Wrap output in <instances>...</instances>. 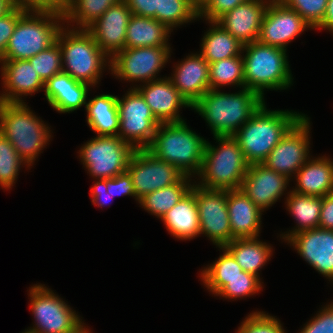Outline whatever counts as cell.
<instances>
[{"instance_id":"6da1fadb","label":"cell","mask_w":333,"mask_h":333,"mask_svg":"<svg viewBox=\"0 0 333 333\" xmlns=\"http://www.w3.org/2000/svg\"><path fill=\"white\" fill-rule=\"evenodd\" d=\"M265 102L248 88L227 93L209 89L192 107L209 126L214 136H233Z\"/></svg>"},{"instance_id":"7a4b0ae2","label":"cell","mask_w":333,"mask_h":333,"mask_svg":"<svg viewBox=\"0 0 333 333\" xmlns=\"http://www.w3.org/2000/svg\"><path fill=\"white\" fill-rule=\"evenodd\" d=\"M61 6L32 5L17 21L0 60L29 59L56 42L64 26Z\"/></svg>"},{"instance_id":"3957f363","label":"cell","mask_w":333,"mask_h":333,"mask_svg":"<svg viewBox=\"0 0 333 333\" xmlns=\"http://www.w3.org/2000/svg\"><path fill=\"white\" fill-rule=\"evenodd\" d=\"M305 115L294 110H270L266 102L233 135L250 165L262 164L285 134Z\"/></svg>"},{"instance_id":"277c9868","label":"cell","mask_w":333,"mask_h":333,"mask_svg":"<svg viewBox=\"0 0 333 333\" xmlns=\"http://www.w3.org/2000/svg\"><path fill=\"white\" fill-rule=\"evenodd\" d=\"M186 121L160 123L147 150L195 178L200 172L207 140L191 130Z\"/></svg>"},{"instance_id":"5b68a950","label":"cell","mask_w":333,"mask_h":333,"mask_svg":"<svg viewBox=\"0 0 333 333\" xmlns=\"http://www.w3.org/2000/svg\"><path fill=\"white\" fill-rule=\"evenodd\" d=\"M44 122L29 108L27 102L0 101V132L30 168L52 140L53 131Z\"/></svg>"},{"instance_id":"8992f818","label":"cell","mask_w":333,"mask_h":333,"mask_svg":"<svg viewBox=\"0 0 333 333\" xmlns=\"http://www.w3.org/2000/svg\"><path fill=\"white\" fill-rule=\"evenodd\" d=\"M242 57L244 86L263 99L266 89L282 91L294 84L287 50L254 41L243 45Z\"/></svg>"},{"instance_id":"52a82bcc","label":"cell","mask_w":333,"mask_h":333,"mask_svg":"<svg viewBox=\"0 0 333 333\" xmlns=\"http://www.w3.org/2000/svg\"><path fill=\"white\" fill-rule=\"evenodd\" d=\"M213 139L218 145H212L207 139L202 166L194 183L206 189H240L250 164L233 136Z\"/></svg>"},{"instance_id":"ba28073f","label":"cell","mask_w":333,"mask_h":333,"mask_svg":"<svg viewBox=\"0 0 333 333\" xmlns=\"http://www.w3.org/2000/svg\"><path fill=\"white\" fill-rule=\"evenodd\" d=\"M56 41L60 45L63 72L79 82L97 87L103 72H110V58L99 48L86 29H73L65 24Z\"/></svg>"},{"instance_id":"9c48e42d","label":"cell","mask_w":333,"mask_h":333,"mask_svg":"<svg viewBox=\"0 0 333 333\" xmlns=\"http://www.w3.org/2000/svg\"><path fill=\"white\" fill-rule=\"evenodd\" d=\"M27 291L35 324L21 333H73L84 324L82 317L45 284H34Z\"/></svg>"},{"instance_id":"30bf717a","label":"cell","mask_w":333,"mask_h":333,"mask_svg":"<svg viewBox=\"0 0 333 333\" xmlns=\"http://www.w3.org/2000/svg\"><path fill=\"white\" fill-rule=\"evenodd\" d=\"M135 149L119 136H95L80 147L78 157L94 180L126 172Z\"/></svg>"},{"instance_id":"8fae6325","label":"cell","mask_w":333,"mask_h":333,"mask_svg":"<svg viewBox=\"0 0 333 333\" xmlns=\"http://www.w3.org/2000/svg\"><path fill=\"white\" fill-rule=\"evenodd\" d=\"M172 47L125 48L110 59V74L121 81L148 83L161 79L160 71L170 61ZM136 82V83H135Z\"/></svg>"},{"instance_id":"7c38bea8","label":"cell","mask_w":333,"mask_h":333,"mask_svg":"<svg viewBox=\"0 0 333 333\" xmlns=\"http://www.w3.org/2000/svg\"><path fill=\"white\" fill-rule=\"evenodd\" d=\"M117 106L120 121L118 136L135 150L147 149L160 123L143 96L135 88H129L123 97L118 96Z\"/></svg>"},{"instance_id":"4fadbf2b","label":"cell","mask_w":333,"mask_h":333,"mask_svg":"<svg viewBox=\"0 0 333 333\" xmlns=\"http://www.w3.org/2000/svg\"><path fill=\"white\" fill-rule=\"evenodd\" d=\"M310 117L305 114L280 140L262 163L292 181L311 157Z\"/></svg>"},{"instance_id":"5bb4252c","label":"cell","mask_w":333,"mask_h":333,"mask_svg":"<svg viewBox=\"0 0 333 333\" xmlns=\"http://www.w3.org/2000/svg\"><path fill=\"white\" fill-rule=\"evenodd\" d=\"M195 194L200 235L207 237L217 247H224L233 240L227 208V190L206 189L195 183Z\"/></svg>"},{"instance_id":"9a60e30c","label":"cell","mask_w":333,"mask_h":333,"mask_svg":"<svg viewBox=\"0 0 333 333\" xmlns=\"http://www.w3.org/2000/svg\"><path fill=\"white\" fill-rule=\"evenodd\" d=\"M131 176L136 202L145 195L177 183L184 175L147 149L135 150L126 170Z\"/></svg>"},{"instance_id":"2e32d148","label":"cell","mask_w":333,"mask_h":333,"mask_svg":"<svg viewBox=\"0 0 333 333\" xmlns=\"http://www.w3.org/2000/svg\"><path fill=\"white\" fill-rule=\"evenodd\" d=\"M312 27L294 10L281 1H271L264 14L259 43L287 50L289 43Z\"/></svg>"},{"instance_id":"e0dca14e","label":"cell","mask_w":333,"mask_h":333,"mask_svg":"<svg viewBox=\"0 0 333 333\" xmlns=\"http://www.w3.org/2000/svg\"><path fill=\"white\" fill-rule=\"evenodd\" d=\"M285 242L293 247L308 265L333 284V230H304L290 236Z\"/></svg>"},{"instance_id":"ac0fdd59","label":"cell","mask_w":333,"mask_h":333,"mask_svg":"<svg viewBox=\"0 0 333 333\" xmlns=\"http://www.w3.org/2000/svg\"><path fill=\"white\" fill-rule=\"evenodd\" d=\"M289 182L290 179L286 176L263 164H252L243 179L241 190L264 212L280 200L285 193L289 194L287 190Z\"/></svg>"},{"instance_id":"d6986e66","label":"cell","mask_w":333,"mask_h":333,"mask_svg":"<svg viewBox=\"0 0 333 333\" xmlns=\"http://www.w3.org/2000/svg\"><path fill=\"white\" fill-rule=\"evenodd\" d=\"M0 66L1 102L25 103L27 96L44 90V82L28 59L0 60Z\"/></svg>"},{"instance_id":"ffe728a7","label":"cell","mask_w":333,"mask_h":333,"mask_svg":"<svg viewBox=\"0 0 333 333\" xmlns=\"http://www.w3.org/2000/svg\"><path fill=\"white\" fill-rule=\"evenodd\" d=\"M131 15L126 3L120 0L86 29L110 59L125 49L126 29Z\"/></svg>"},{"instance_id":"44dd1931","label":"cell","mask_w":333,"mask_h":333,"mask_svg":"<svg viewBox=\"0 0 333 333\" xmlns=\"http://www.w3.org/2000/svg\"><path fill=\"white\" fill-rule=\"evenodd\" d=\"M144 98L151 108L152 114L159 123L181 122L186 119L181 117L180 111L184 107L191 106L180 95L179 91L173 86L167 77L153 80L148 83L139 84L135 88Z\"/></svg>"},{"instance_id":"7402d4cb","label":"cell","mask_w":333,"mask_h":333,"mask_svg":"<svg viewBox=\"0 0 333 333\" xmlns=\"http://www.w3.org/2000/svg\"><path fill=\"white\" fill-rule=\"evenodd\" d=\"M183 59L174 64L168 78L192 107L210 89L209 63L199 52Z\"/></svg>"},{"instance_id":"603a6c76","label":"cell","mask_w":333,"mask_h":333,"mask_svg":"<svg viewBox=\"0 0 333 333\" xmlns=\"http://www.w3.org/2000/svg\"><path fill=\"white\" fill-rule=\"evenodd\" d=\"M269 3L268 0H247L226 12L216 22L241 43H252L258 39Z\"/></svg>"},{"instance_id":"cb8c5ba5","label":"cell","mask_w":333,"mask_h":333,"mask_svg":"<svg viewBox=\"0 0 333 333\" xmlns=\"http://www.w3.org/2000/svg\"><path fill=\"white\" fill-rule=\"evenodd\" d=\"M93 88L79 82L65 72H60L44 83V92L48 104L58 113H72L86 107L88 92Z\"/></svg>"},{"instance_id":"d4e9b609","label":"cell","mask_w":333,"mask_h":333,"mask_svg":"<svg viewBox=\"0 0 333 333\" xmlns=\"http://www.w3.org/2000/svg\"><path fill=\"white\" fill-rule=\"evenodd\" d=\"M227 208L233 239L260 237L263 211L241 188L227 190Z\"/></svg>"},{"instance_id":"484cf974","label":"cell","mask_w":333,"mask_h":333,"mask_svg":"<svg viewBox=\"0 0 333 333\" xmlns=\"http://www.w3.org/2000/svg\"><path fill=\"white\" fill-rule=\"evenodd\" d=\"M292 180L296 185L291 190L299 194L324 197L333 193V159L311 156Z\"/></svg>"},{"instance_id":"4316f807","label":"cell","mask_w":333,"mask_h":333,"mask_svg":"<svg viewBox=\"0 0 333 333\" xmlns=\"http://www.w3.org/2000/svg\"><path fill=\"white\" fill-rule=\"evenodd\" d=\"M167 232L177 240L187 241L200 236L199 214L195 194L190 190L163 215Z\"/></svg>"},{"instance_id":"83f0119b","label":"cell","mask_w":333,"mask_h":333,"mask_svg":"<svg viewBox=\"0 0 333 333\" xmlns=\"http://www.w3.org/2000/svg\"><path fill=\"white\" fill-rule=\"evenodd\" d=\"M117 100L118 96L112 94L87 99L86 121L97 136H118L120 121Z\"/></svg>"},{"instance_id":"f1b7e54d","label":"cell","mask_w":333,"mask_h":333,"mask_svg":"<svg viewBox=\"0 0 333 333\" xmlns=\"http://www.w3.org/2000/svg\"><path fill=\"white\" fill-rule=\"evenodd\" d=\"M171 31L154 18L131 15L125 38V48L170 47Z\"/></svg>"},{"instance_id":"f546056e","label":"cell","mask_w":333,"mask_h":333,"mask_svg":"<svg viewBox=\"0 0 333 333\" xmlns=\"http://www.w3.org/2000/svg\"><path fill=\"white\" fill-rule=\"evenodd\" d=\"M285 197V209L296 220V225L291 230L279 234L281 240L285 242L298 232L319 228L322 197L299 194L291 189Z\"/></svg>"},{"instance_id":"4dcf8cb0","label":"cell","mask_w":333,"mask_h":333,"mask_svg":"<svg viewBox=\"0 0 333 333\" xmlns=\"http://www.w3.org/2000/svg\"><path fill=\"white\" fill-rule=\"evenodd\" d=\"M224 248L234 257L243 271L260 278L261 269L273 256V247L268 242H263L259 237L233 239Z\"/></svg>"},{"instance_id":"1f68e13d","label":"cell","mask_w":333,"mask_h":333,"mask_svg":"<svg viewBox=\"0 0 333 333\" xmlns=\"http://www.w3.org/2000/svg\"><path fill=\"white\" fill-rule=\"evenodd\" d=\"M207 23L210 27L203 35L199 53L209 64L242 54L243 43L216 21H206Z\"/></svg>"},{"instance_id":"d6a6232c","label":"cell","mask_w":333,"mask_h":333,"mask_svg":"<svg viewBox=\"0 0 333 333\" xmlns=\"http://www.w3.org/2000/svg\"><path fill=\"white\" fill-rule=\"evenodd\" d=\"M120 0H66L62 5L64 23L73 29H87Z\"/></svg>"},{"instance_id":"836d02e7","label":"cell","mask_w":333,"mask_h":333,"mask_svg":"<svg viewBox=\"0 0 333 333\" xmlns=\"http://www.w3.org/2000/svg\"><path fill=\"white\" fill-rule=\"evenodd\" d=\"M193 181L195 180L184 175L177 183L145 195L138 204L151 215L161 219L191 190Z\"/></svg>"},{"instance_id":"e575fe53","label":"cell","mask_w":333,"mask_h":333,"mask_svg":"<svg viewBox=\"0 0 333 333\" xmlns=\"http://www.w3.org/2000/svg\"><path fill=\"white\" fill-rule=\"evenodd\" d=\"M219 258L200 270V279L204 287L214 296L229 282L238 276H243V269L234 257L224 248L218 247ZM222 250V251H221Z\"/></svg>"},{"instance_id":"d590c367","label":"cell","mask_w":333,"mask_h":333,"mask_svg":"<svg viewBox=\"0 0 333 333\" xmlns=\"http://www.w3.org/2000/svg\"><path fill=\"white\" fill-rule=\"evenodd\" d=\"M209 80L210 89H221L223 86L245 88L242 54L210 63Z\"/></svg>"},{"instance_id":"8d00e7d4","label":"cell","mask_w":333,"mask_h":333,"mask_svg":"<svg viewBox=\"0 0 333 333\" xmlns=\"http://www.w3.org/2000/svg\"><path fill=\"white\" fill-rule=\"evenodd\" d=\"M157 20L171 31L199 19V10L190 0H157Z\"/></svg>"},{"instance_id":"74e56055","label":"cell","mask_w":333,"mask_h":333,"mask_svg":"<svg viewBox=\"0 0 333 333\" xmlns=\"http://www.w3.org/2000/svg\"><path fill=\"white\" fill-rule=\"evenodd\" d=\"M24 165V166H23ZM30 169L28 164L18 155L10 141L0 132V186L3 190H11L16 184L21 167Z\"/></svg>"},{"instance_id":"f35d334b","label":"cell","mask_w":333,"mask_h":333,"mask_svg":"<svg viewBox=\"0 0 333 333\" xmlns=\"http://www.w3.org/2000/svg\"><path fill=\"white\" fill-rule=\"evenodd\" d=\"M264 282L257 276L243 271V276L235 277L215 295L228 300L247 298L262 291Z\"/></svg>"},{"instance_id":"ab89813d","label":"cell","mask_w":333,"mask_h":333,"mask_svg":"<svg viewBox=\"0 0 333 333\" xmlns=\"http://www.w3.org/2000/svg\"><path fill=\"white\" fill-rule=\"evenodd\" d=\"M28 60L44 83L52 76L63 72L62 55L57 41Z\"/></svg>"},{"instance_id":"60d3db41","label":"cell","mask_w":333,"mask_h":333,"mask_svg":"<svg viewBox=\"0 0 333 333\" xmlns=\"http://www.w3.org/2000/svg\"><path fill=\"white\" fill-rule=\"evenodd\" d=\"M235 333H287L276 316L264 311H253L238 326Z\"/></svg>"},{"instance_id":"b9f144b4","label":"cell","mask_w":333,"mask_h":333,"mask_svg":"<svg viewBox=\"0 0 333 333\" xmlns=\"http://www.w3.org/2000/svg\"><path fill=\"white\" fill-rule=\"evenodd\" d=\"M296 11L314 30L323 20L328 0H279Z\"/></svg>"},{"instance_id":"7bdbcfd3","label":"cell","mask_w":333,"mask_h":333,"mask_svg":"<svg viewBox=\"0 0 333 333\" xmlns=\"http://www.w3.org/2000/svg\"><path fill=\"white\" fill-rule=\"evenodd\" d=\"M31 6L29 3L19 1L9 12L0 17V59L5 53L18 19Z\"/></svg>"},{"instance_id":"ee69618b","label":"cell","mask_w":333,"mask_h":333,"mask_svg":"<svg viewBox=\"0 0 333 333\" xmlns=\"http://www.w3.org/2000/svg\"><path fill=\"white\" fill-rule=\"evenodd\" d=\"M298 333H333V302L322 306Z\"/></svg>"},{"instance_id":"f6af8a7d","label":"cell","mask_w":333,"mask_h":333,"mask_svg":"<svg viewBox=\"0 0 333 333\" xmlns=\"http://www.w3.org/2000/svg\"><path fill=\"white\" fill-rule=\"evenodd\" d=\"M247 0H208L199 10V19L205 21H217L226 12L231 11L239 4Z\"/></svg>"},{"instance_id":"bcb514c9","label":"cell","mask_w":333,"mask_h":333,"mask_svg":"<svg viewBox=\"0 0 333 333\" xmlns=\"http://www.w3.org/2000/svg\"><path fill=\"white\" fill-rule=\"evenodd\" d=\"M106 186H109V193L114 196H131L136 200V193L131 176L126 171L113 178L106 179Z\"/></svg>"},{"instance_id":"7dc6e473","label":"cell","mask_w":333,"mask_h":333,"mask_svg":"<svg viewBox=\"0 0 333 333\" xmlns=\"http://www.w3.org/2000/svg\"><path fill=\"white\" fill-rule=\"evenodd\" d=\"M133 15L157 20V0H123Z\"/></svg>"},{"instance_id":"c3c4849f","label":"cell","mask_w":333,"mask_h":333,"mask_svg":"<svg viewBox=\"0 0 333 333\" xmlns=\"http://www.w3.org/2000/svg\"><path fill=\"white\" fill-rule=\"evenodd\" d=\"M90 188L91 202L100 208L105 207L112 199L109 193V186H106V179H96Z\"/></svg>"},{"instance_id":"681fc988","label":"cell","mask_w":333,"mask_h":333,"mask_svg":"<svg viewBox=\"0 0 333 333\" xmlns=\"http://www.w3.org/2000/svg\"><path fill=\"white\" fill-rule=\"evenodd\" d=\"M319 228L333 230V193L322 197Z\"/></svg>"},{"instance_id":"f907efd6","label":"cell","mask_w":333,"mask_h":333,"mask_svg":"<svg viewBox=\"0 0 333 333\" xmlns=\"http://www.w3.org/2000/svg\"><path fill=\"white\" fill-rule=\"evenodd\" d=\"M315 29L328 30L333 34V0H328L325 16Z\"/></svg>"},{"instance_id":"816d5d0a","label":"cell","mask_w":333,"mask_h":333,"mask_svg":"<svg viewBox=\"0 0 333 333\" xmlns=\"http://www.w3.org/2000/svg\"><path fill=\"white\" fill-rule=\"evenodd\" d=\"M19 0H0V17L9 12Z\"/></svg>"},{"instance_id":"f5cc1de1","label":"cell","mask_w":333,"mask_h":333,"mask_svg":"<svg viewBox=\"0 0 333 333\" xmlns=\"http://www.w3.org/2000/svg\"><path fill=\"white\" fill-rule=\"evenodd\" d=\"M31 5H56L61 6V0H19Z\"/></svg>"},{"instance_id":"db71d44e","label":"cell","mask_w":333,"mask_h":333,"mask_svg":"<svg viewBox=\"0 0 333 333\" xmlns=\"http://www.w3.org/2000/svg\"><path fill=\"white\" fill-rule=\"evenodd\" d=\"M190 1L198 10H200L208 0H190Z\"/></svg>"},{"instance_id":"11a10c76","label":"cell","mask_w":333,"mask_h":333,"mask_svg":"<svg viewBox=\"0 0 333 333\" xmlns=\"http://www.w3.org/2000/svg\"><path fill=\"white\" fill-rule=\"evenodd\" d=\"M86 324L84 323L77 331L73 333H92L91 329H89V326H85Z\"/></svg>"}]
</instances>
